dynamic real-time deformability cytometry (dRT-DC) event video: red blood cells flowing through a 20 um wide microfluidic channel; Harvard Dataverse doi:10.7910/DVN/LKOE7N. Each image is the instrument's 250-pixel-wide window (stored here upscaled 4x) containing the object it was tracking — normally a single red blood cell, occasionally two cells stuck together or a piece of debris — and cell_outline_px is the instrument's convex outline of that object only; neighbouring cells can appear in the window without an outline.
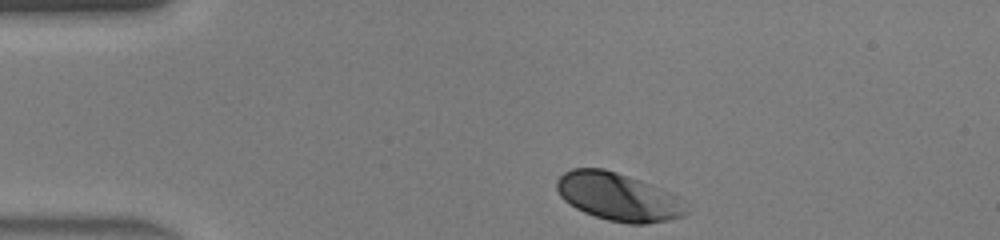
{"species": "human", "species_latin": "Homo sapiens", "temperature_condition": "warm", "stored_images_in_passage": 38, "camera_frame_rate_fps": 3000, "um_per_image_px": 0.085, "donor": {"sex": "male"}, "frame": {"image": 1, "passage_image": 1, "time_ms": 0.0, "image_size_px": [1000, 240], "cell_outline_px": [[688, 212], [684, 216], [668, 220], [644, 224], [628, 224], [608, 220], [584, 212], [576, 208], [564, 200], [560, 196], [556, 188], [556, 180], [564, 172], [572, 168], [604, 168], [628, 176], [672, 192], [680, 196], [684, 200]], "centroid_in_image_um": [52.57, 16.73], "position_along_channel_um": 32.4, "area_um2": 36.36}}
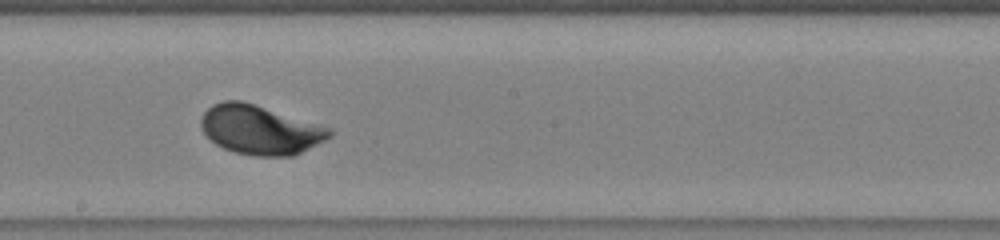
{"frame": {"image": 2, "passage_image": 18, "time_ms": 5.667, "image_size_px": [1000, 240], "cell_outline_px": [[332, 136], [292, 156], [256, 156], [236, 152], [224, 148], [216, 144], [204, 132], [200, 124], [200, 116], [212, 104], [224, 100], [240, 100], [332, 128]], "centroid_in_image_um": [22.08, 11.02], "position_along_channel_um": 226.1, "area_um2": 36.41}}
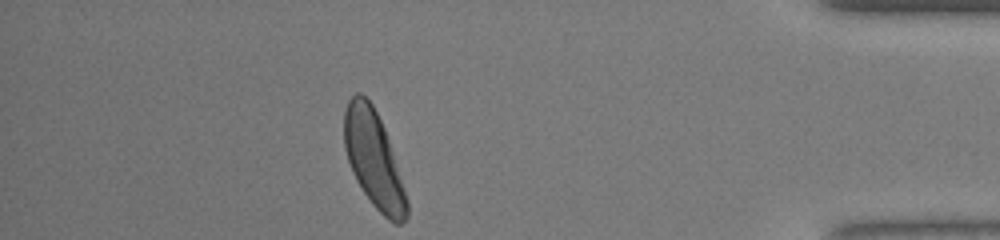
{"frame": {"image": 3, "passage_image": 33, "time_ms": 10.667, "image_size_px": [1000, 240], "cell_outline_px": [[408, 216], [400, 224], [396, 224], [388, 220], [372, 204], [356, 180], [352, 172], [344, 148], [344, 108], [348, 100], [356, 92], [360, 92], [372, 104], [384, 128], [408, 200]], "centroid_in_image_um": [31.74, 13.54], "position_along_channel_um": 403.5, "area_um2": 34.85}, "authors_computed_cell_mechanics": {"area_um2": 36.0383, "velocity_mm_per_s": 4.3988, "shape_relaxation_time_tau1_ms": 1.4019, "shape_relaxation_time_tau2_ms": null, "deformation_change_tau1": 0.1187, "deformation_change_tau2": null}}